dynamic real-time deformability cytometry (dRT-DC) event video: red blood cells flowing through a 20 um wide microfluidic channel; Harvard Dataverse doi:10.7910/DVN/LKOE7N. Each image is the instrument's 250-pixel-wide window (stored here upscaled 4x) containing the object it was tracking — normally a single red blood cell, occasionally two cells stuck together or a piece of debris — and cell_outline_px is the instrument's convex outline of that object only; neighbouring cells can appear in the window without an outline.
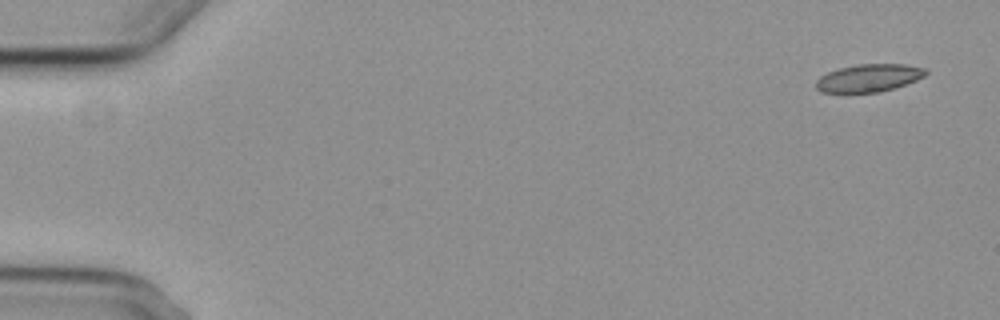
{"species": "common noctule bat (a hibernating species)", "species_latin": "Nyctalus noctula", "temperature_condition": "cold", "stored_images_in_passage": 6, "camera_frame_rate_fps": 3000, "um_per_image_px": 0.085, "animal": {"sex": "female", "body_mass_g": 29.2, "forearm_length_mm": 56.3}, "frame": {"image": 1, "passage_image": 1, "time_ms": 0.0, "image_size_px": [1000, 320], "cell_outline_px": [[928, 72], [924, 76], [916, 80], [880, 92], [820, 92], [816, 88], [816, 80], [820, 76], [828, 72], [840, 68], [856, 64], [904, 64], [928, 68]], "centroid_in_image_um": [73.86, 6.61], "position_along_channel_um": 11.1, "area_um2": 17.63}}